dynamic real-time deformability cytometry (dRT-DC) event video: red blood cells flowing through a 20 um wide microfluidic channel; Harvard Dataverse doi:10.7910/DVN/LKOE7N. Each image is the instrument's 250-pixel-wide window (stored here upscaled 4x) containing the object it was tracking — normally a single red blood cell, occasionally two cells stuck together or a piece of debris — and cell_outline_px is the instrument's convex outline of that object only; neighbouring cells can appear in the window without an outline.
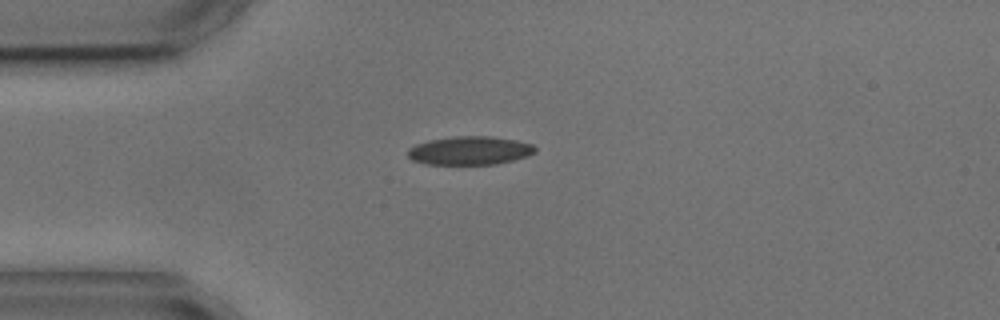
{"species": "common noctule bat (a hibernating species)", "species_latin": "Nyctalus noctula", "temperature_condition": "cold", "stored_images_in_passage": 3, "camera_frame_rate_fps": 3000, "um_per_image_px": 0.085, "animal": {"sex": "male", "body_mass_g": 17.9, "forearm_length_mm": 54.2}, "frame": {"image": 1, "passage_image": 1, "time_ms": 0.0, "image_size_px": [1000, 320], "cell_outline_px": [[536, 152], [528, 156], [496, 164], [424, 164], [412, 160], [408, 156], [408, 148], [416, 144], [428, 140], [456, 136], [492, 136], [516, 140], [532, 144], [536, 148]], "centroid_in_image_um": [39.93, 12.79], "position_along_channel_um": 45.1, "area_um2": 21.21}}